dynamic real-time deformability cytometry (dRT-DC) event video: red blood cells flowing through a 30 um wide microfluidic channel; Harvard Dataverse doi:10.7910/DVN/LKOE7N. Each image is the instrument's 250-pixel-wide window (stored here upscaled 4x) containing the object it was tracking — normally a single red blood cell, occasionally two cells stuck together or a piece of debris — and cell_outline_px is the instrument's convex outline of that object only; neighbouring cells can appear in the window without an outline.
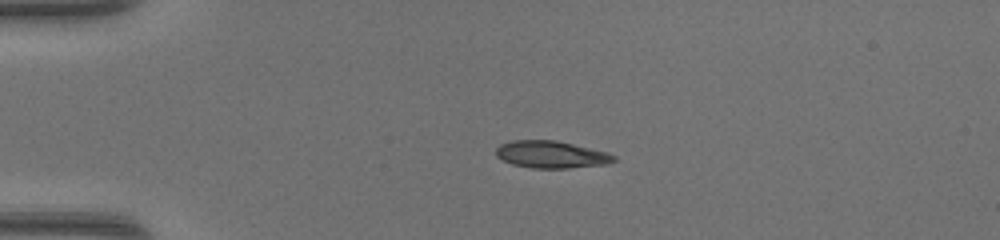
{"species": "common noctule bat (a hibernating species)", "species_latin": "Nyctalus noctula", "temperature_condition": "warm", "stored_images_in_passage": 37, "camera_frame_rate_fps": 3000, "um_per_image_px": 0.085, "animal": {"sex": "female", "body_mass_g": 17.0, "forearm_length_mm": 48.0}, "frame": {"image": 1, "passage_image": 1, "time_ms": 0.0, "image_size_px": [1000, 240], "cell_outline_px": [[616, 160], [604, 164], [568, 168], [532, 168], [512, 164], [496, 156], [496, 148], [500, 144], [512, 140], [556, 140], [608, 152], [616, 156]], "centroid_in_image_um": [46.84, 13.12], "position_along_channel_um": 38.2, "area_um2": 18.61}}
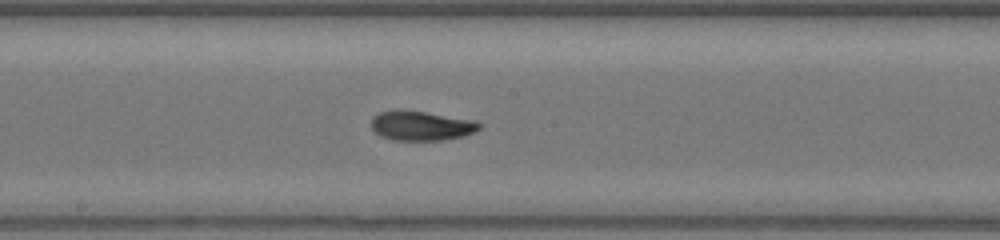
{"frame": {"image": 2, "passage_image": 16, "time_ms": 5.0, "image_size_px": [1000, 240], "cell_outline_px": [[484, 124], [476, 132], [464, 136], [444, 140], [392, 140], [380, 136], [372, 128], [372, 116], [380, 112], [396, 108], [404, 108], [472, 120]], "centroid_in_image_um": [35.79, 10.67], "position_along_channel_um": 212.4, "area_um2": 19.02}}
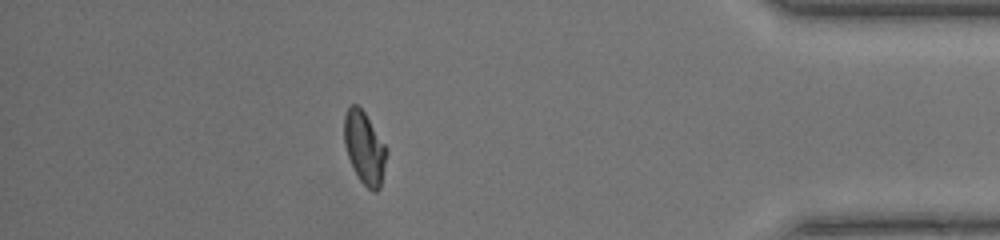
{"frame": {"image": 3, "passage_image": 32, "time_ms": 10.333, "image_size_px": [1000, 240], "cell_outline_px": [[388, 152], [380, 188], [376, 192], [372, 192], [360, 180], [348, 156], [344, 144], [344, 116], [348, 108], [352, 104], [356, 104], [364, 112], [388, 148]], "centroid_in_image_um": [31.0, 12.57], "position_along_channel_um": 404.2, "area_um2": 17.8}, "authors_computed_cell_mechanics": {"area_um2": 18.496, "velocity_mm_per_s": 4.346, "shape_relaxation_time_tau1_ms": 7.6343, "shape_relaxation_time_tau2_ms": 1.7101, "deformation_change_tau1": 0.2743, "deformation_change_tau2": 0.0647}}